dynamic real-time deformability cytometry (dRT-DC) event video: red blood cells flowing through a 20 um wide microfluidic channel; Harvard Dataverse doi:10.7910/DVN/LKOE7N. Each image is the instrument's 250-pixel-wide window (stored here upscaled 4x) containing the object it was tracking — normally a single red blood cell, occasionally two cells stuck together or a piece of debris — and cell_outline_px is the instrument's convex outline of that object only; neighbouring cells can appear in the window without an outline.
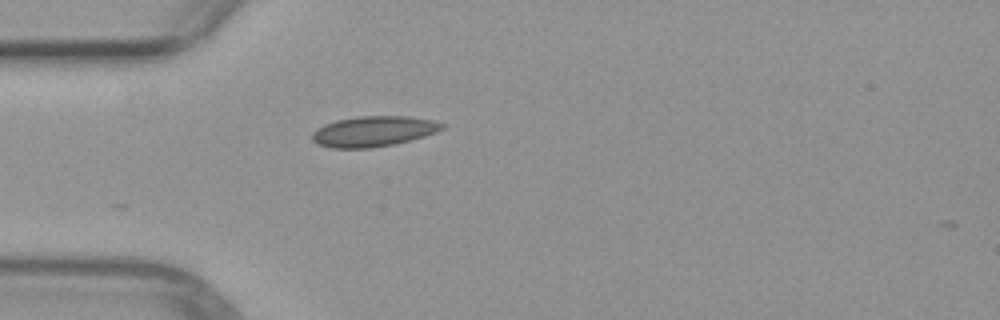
{"species": "common noctule bat (a hibernating species)", "species_latin": "Nyctalus noctula", "temperature_condition": "warm", "stored_images_in_passage": 3, "camera_frame_rate_fps": 3000, "um_per_image_px": 0.085, "animal": {"sex": "female", "body_mass_g": 29.2, "forearm_length_mm": 56.3}, "frame": {"image": 1, "passage_image": 1, "time_ms": 0.0, "image_size_px": [1000, 320], "cell_outline_px": [[448, 124], [444, 128], [436, 132], [424, 136], [392, 144], [368, 148], [332, 148], [316, 144], [312, 140], [312, 132], [316, 128], [324, 124], [336, 120], [356, 116], [408, 116], [432, 120]], "centroid_in_image_um": [31.72, 11.15], "position_along_channel_um": 53.3, "area_um2": 23.12}}